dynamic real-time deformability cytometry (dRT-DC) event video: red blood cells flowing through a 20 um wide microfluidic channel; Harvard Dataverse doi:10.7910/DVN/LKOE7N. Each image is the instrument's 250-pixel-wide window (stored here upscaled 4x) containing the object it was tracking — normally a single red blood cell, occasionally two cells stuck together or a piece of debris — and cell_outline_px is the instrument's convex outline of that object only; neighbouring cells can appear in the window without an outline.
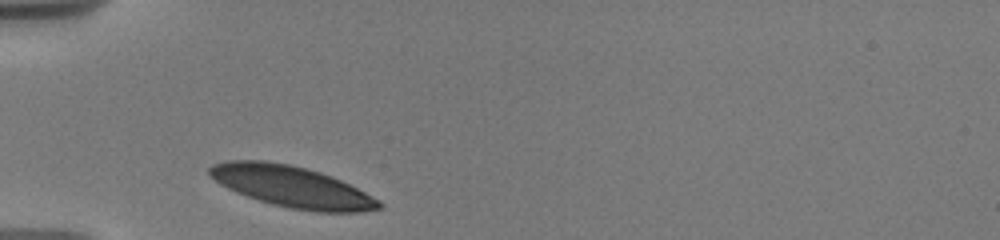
{"species": "human", "species_latin": "Homo sapiens", "temperature_condition": "warm", "stored_images_in_passage": 33, "camera_frame_rate_fps": 3000, "um_per_image_px": 0.085, "donor": {"sex": "male"}, "frame": {"image": 1, "passage_image": 1, "time_ms": 0.0, "image_size_px": [1000, 240], "cell_outline_px": [[384, 208], [360, 212], [316, 212], [288, 208], [272, 204], [236, 192], [220, 184], [208, 176], [208, 168], [212, 164], [224, 160], [264, 160], [288, 164], [320, 172], [332, 176], [380, 200], [384, 204]], "centroid_in_image_um": [24.79, 15.86], "position_along_channel_um": 60.2, "area_um2": 40.81}}
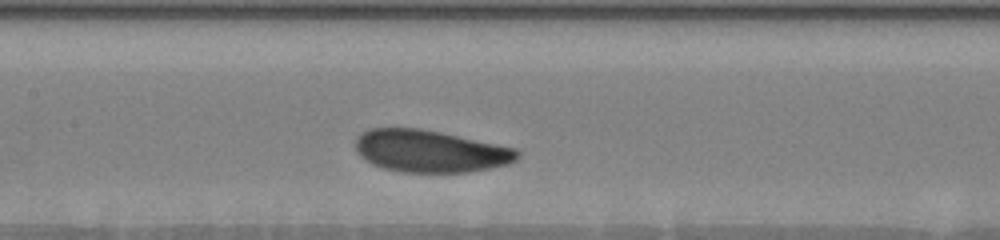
{"frame": {"image": 2, "passage_image": 11, "time_ms": 3.333, "image_size_px": [1000, 240], "cell_outline_px": [[520, 156], [516, 160], [508, 164], [492, 168], [468, 172], [404, 172], [384, 168], [372, 164], [364, 160], [356, 152], [356, 136], [372, 128], [420, 128], [440, 132], [516, 148], [520, 152]], "centroid_in_image_um": [36.57, 12.85], "position_along_channel_um": 170.8, "area_um2": 39.82}}
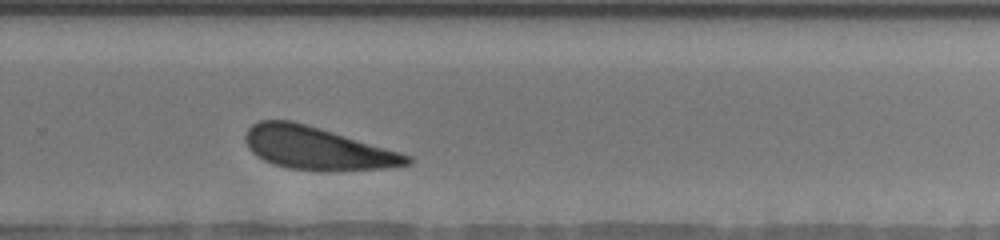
{"frame": {"image": 3, "passage_image": 23, "time_ms": 7.0, "image_size_px": [1000, 240], "cell_outline_px": [[412, 164], [384, 168], [328, 172], [288, 168], [272, 164], [256, 156], [248, 148], [244, 140], [244, 136], [248, 128], [252, 124], [260, 120], [292, 120], [320, 128], [400, 152], [412, 156]], "centroid_in_image_um": [26.93, 12.61], "position_along_channel_um": 302.9, "area_um2": 40.52}}